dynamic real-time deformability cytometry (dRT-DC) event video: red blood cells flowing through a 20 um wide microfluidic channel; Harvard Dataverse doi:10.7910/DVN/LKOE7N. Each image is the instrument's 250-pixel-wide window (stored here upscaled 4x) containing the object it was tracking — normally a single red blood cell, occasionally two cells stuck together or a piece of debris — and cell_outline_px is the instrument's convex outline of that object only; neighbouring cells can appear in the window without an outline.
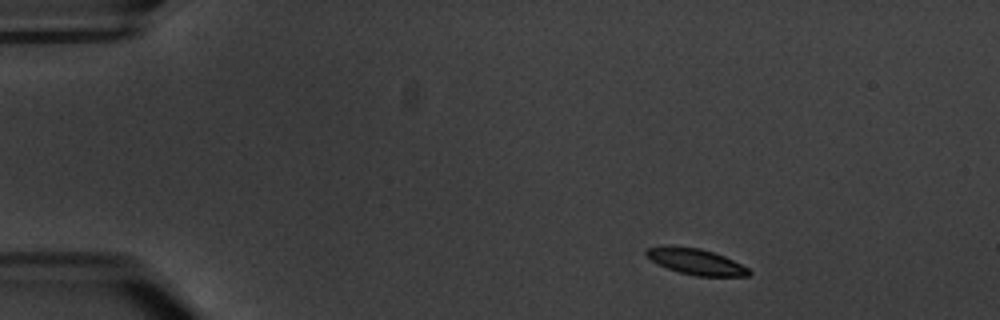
{"species": "common noctule bat (a hibernating species)", "species_latin": "Nyctalus noctula", "temperature_condition": "warm", "stored_images_in_passage": 5, "camera_frame_rate_fps": 3000, "um_per_image_px": 0.085, "animal": {"sex": "male", "body_mass_g": 20.1, "forearm_length_mm": 53.5}, "frame": {"image": 1, "passage_image": 1, "time_ms": 0.0, "image_size_px": [1000, 320], "cell_outline_px": [[752, 272], [748, 276], [696, 276], [680, 272], [668, 268], [652, 260], [644, 252], [648, 248], [664, 244], [668, 244], [700, 248], [724, 256], [748, 268]], "centroid_in_image_um": [59.13, 22.21], "position_along_channel_um": 25.9, "area_um2": 15.49}}
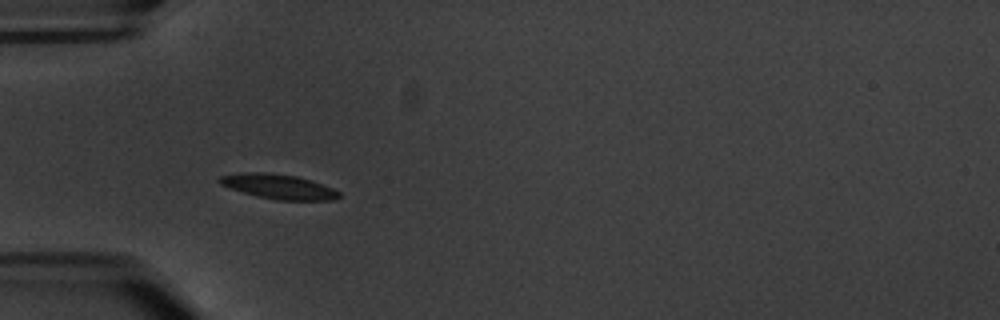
{"frame": {"image": 2, "passage_image": 4, "time_ms": 3.333, "image_size_px": [1000, 320], "cell_outline_px": [[340, 196], [336, 200], [276, 200], [256, 196], [220, 184], [216, 180], [220, 176], [244, 172], [264, 172], [296, 176], [332, 188], [340, 192]], "centroid_in_image_um": [23.66, 15.86], "position_along_channel_um": 61.3, "area_um2": 16.99}}